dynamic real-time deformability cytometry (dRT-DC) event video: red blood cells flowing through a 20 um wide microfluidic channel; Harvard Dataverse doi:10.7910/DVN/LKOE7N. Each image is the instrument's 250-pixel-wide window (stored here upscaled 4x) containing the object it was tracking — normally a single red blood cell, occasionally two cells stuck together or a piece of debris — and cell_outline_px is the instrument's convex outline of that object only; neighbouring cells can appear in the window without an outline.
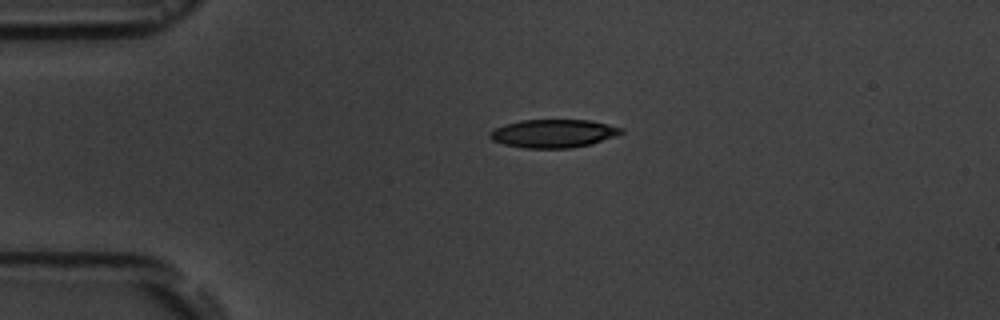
{"species": "common noctule bat (a hibernating species)", "species_latin": "Nyctalus noctula", "temperature_condition": "room temperature", "stored_images_in_passage": 3, "camera_frame_rate_fps": 3000, "um_per_image_px": 0.085, "animal": {"sex": "male", "body_mass_g": 19.5, "forearm_length_mm": 54.6}, "frame": {"image": 1, "passage_image": 1, "time_ms": 0.0, "image_size_px": [1000, 320], "cell_outline_px": [[624, 132], [616, 136], [592, 144], [572, 148], [524, 148], [504, 144], [492, 140], [488, 136], [488, 132], [492, 128], [504, 124], [520, 120], [588, 120], [624, 128]], "centroid_in_image_um": [47.01, 11.34], "position_along_channel_um": 38.0, "area_um2": 21.85}}
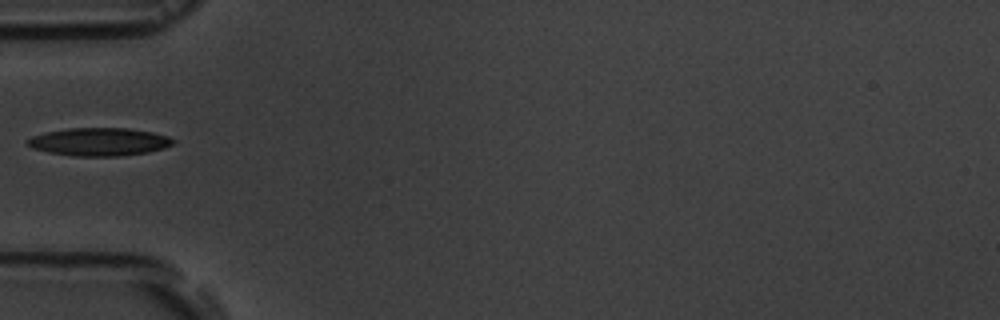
{"frame": {"image": 2, "passage_image": 3, "time_ms": 2.0, "image_size_px": [1000, 320], "cell_outline_px": [[176, 140], [172, 144], [164, 148], [148, 152], [116, 156], [72, 156], [48, 152], [32, 148], [28, 144], [28, 140], [32, 136], [44, 132], [68, 128], [128, 128], [152, 132], [168, 136]], "centroid_in_image_um": [8.43, 12.05], "position_along_channel_um": 76.6, "area_um2": 23.7}}